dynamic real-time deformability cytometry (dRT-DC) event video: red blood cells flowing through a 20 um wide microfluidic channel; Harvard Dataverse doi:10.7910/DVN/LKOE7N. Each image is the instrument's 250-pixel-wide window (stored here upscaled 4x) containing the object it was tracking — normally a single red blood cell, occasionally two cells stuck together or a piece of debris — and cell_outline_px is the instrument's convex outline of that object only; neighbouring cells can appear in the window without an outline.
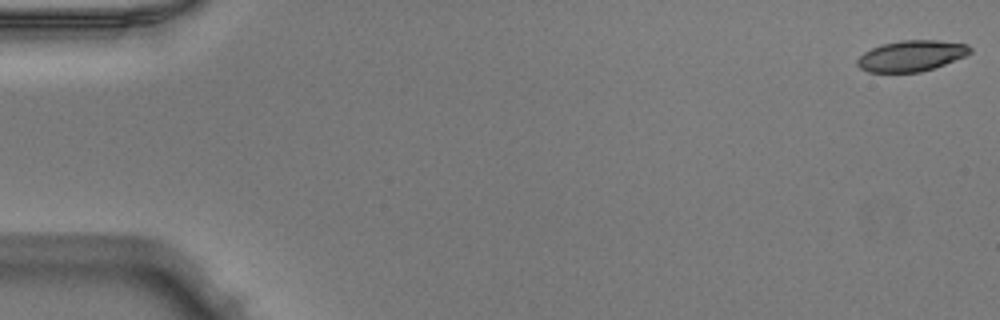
{"species": "Egyptian fruit bat (a non-hibernating species)", "species_latin": "Rousettus aegyptiacus", "temperature_condition": "warm", "stored_images_in_passage": 51, "camera_frame_rate_fps": 3000, "um_per_image_px": 0.085, "animal": {"sex": "male"}, "frame": {"image": 1, "passage_image": 1, "time_ms": 0.0, "image_size_px": [1000, 320], "cell_outline_px": [[972, 52], [964, 56], [944, 64], [920, 72], [868, 72], [860, 68], [856, 64], [856, 60], [864, 52], [872, 48], [884, 44], [900, 40], [936, 40], [968, 44], [972, 48]], "centroid_in_image_um": [77.46, 4.74], "position_along_channel_um": 7.5, "area_um2": 20.17}}
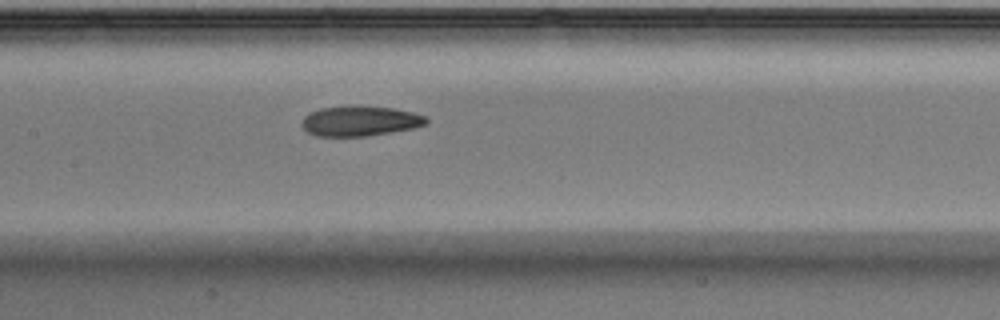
{"frame": {"image": 2, "passage_image": 25, "time_ms": 8.0, "image_size_px": [1000, 320], "cell_outline_px": [[428, 124], [416, 128], [368, 136], [316, 136], [308, 132], [300, 124], [304, 116], [320, 108], [352, 104], [360, 104], [392, 108], [412, 112], [424, 116], [428, 120]], "centroid_in_image_um": [30.61, 10.27], "position_along_channel_um": 176.8, "area_um2": 22.31}}
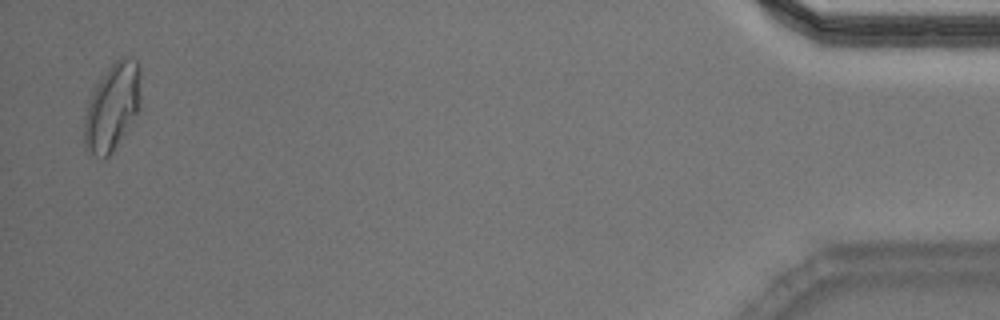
{"frame": {"image": 3, "passage_image": 50, "time_ms": 16.333, "image_size_px": [1000, 320], "cell_outline_px": [[140, 108], [136, 116], [112, 152], [104, 160], [84, 148], [84, 116], [88, 100], [96, 84], [104, 72], [120, 56], [128, 56], [136, 60], [140, 64]], "centroid_in_image_um": [9.55, 9.06], "position_along_channel_um": 425.7, "area_um2": 29.02}, "authors_computed_cell_mechanics": {"area_um2": 22.0218, "velocity_mm_per_s": 3.9949, "shape_relaxation_time_tau1_ms": 8.1593, "shape_relaxation_time_tau2_ms": 3.3039, "deformation_change_tau1": 0.209, "deformation_change_tau2": 0.1021}}